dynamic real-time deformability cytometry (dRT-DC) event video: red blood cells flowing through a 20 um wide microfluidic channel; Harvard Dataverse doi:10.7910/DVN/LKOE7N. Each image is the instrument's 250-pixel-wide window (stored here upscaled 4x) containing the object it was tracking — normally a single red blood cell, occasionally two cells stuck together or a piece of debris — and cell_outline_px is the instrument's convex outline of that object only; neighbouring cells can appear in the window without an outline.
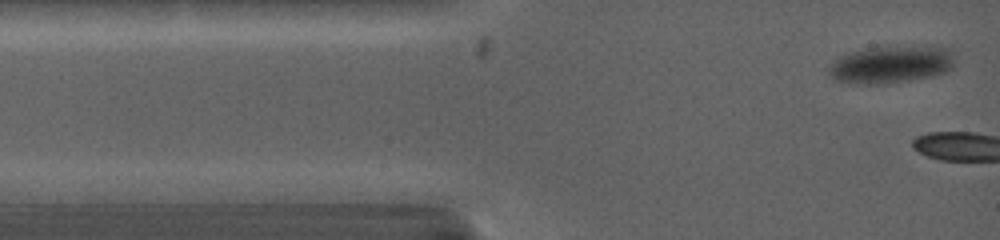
{"species": "common noctule bat (a hibernating species)", "species_latin": "Nyctalus noctula", "temperature_condition": "warm", "stored_images_in_passage": 4, "camera_frame_rate_fps": 5000, "um_per_image_px": 0.085, "animal": {"sex": "female", "body_mass_g": 19.0, "forearm_length_mm": 53.3}, "frame": {"image": 1, "passage_image": 1, "time_ms": 0.0, "image_size_px": [1000, 240], "cell_outline_px": [[952, 68], [948, 72], [932, 76], [912, 80], [884, 84], [848, 84], [836, 80], [828, 72], [828, 68], [840, 56], [852, 52], [876, 48], [928, 44], [952, 48]], "centroid_in_image_um": [75.81, 5.48], "position_along_channel_um": 9.2, "area_um2": 27.8}}